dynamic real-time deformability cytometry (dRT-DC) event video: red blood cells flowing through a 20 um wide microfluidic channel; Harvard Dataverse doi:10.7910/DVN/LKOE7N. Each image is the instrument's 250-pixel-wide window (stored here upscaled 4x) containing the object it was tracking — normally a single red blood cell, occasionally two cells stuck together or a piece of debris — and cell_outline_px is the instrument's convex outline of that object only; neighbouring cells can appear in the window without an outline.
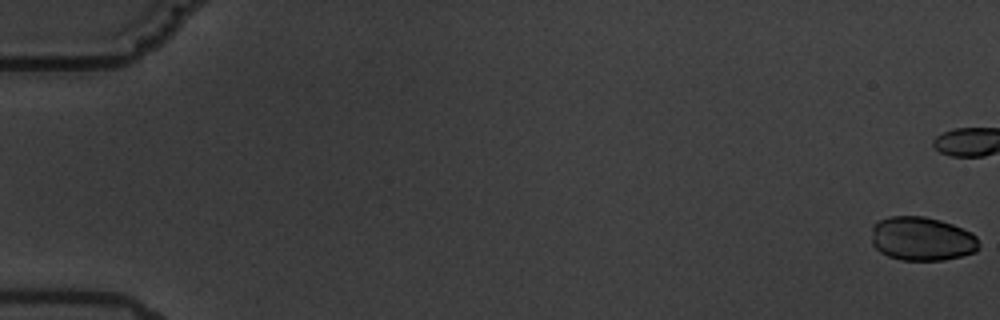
{"species": "common noctule bat (a hibernating species)", "species_latin": "Nyctalus noctula", "temperature_condition": "warm", "stored_images_in_passage": 6, "camera_frame_rate_fps": 3000, "um_per_image_px": 0.085, "animal": {"sex": "male", "body_mass_g": 19.5, "forearm_length_mm": 54.6}, "frame": {"image": 1, "passage_image": 1, "time_ms": 0.0, "image_size_px": [1000, 320], "cell_outline_px": [[980, 248], [976, 252], [944, 260], [900, 260], [888, 256], [880, 252], [872, 244], [872, 224], [880, 220], [892, 216], [924, 216], [940, 220], [952, 224], [972, 232], [976, 236], [980, 244]], "centroid_in_image_um": [78.37, 20.3], "position_along_channel_um": 6.6, "area_um2": 27.69}}